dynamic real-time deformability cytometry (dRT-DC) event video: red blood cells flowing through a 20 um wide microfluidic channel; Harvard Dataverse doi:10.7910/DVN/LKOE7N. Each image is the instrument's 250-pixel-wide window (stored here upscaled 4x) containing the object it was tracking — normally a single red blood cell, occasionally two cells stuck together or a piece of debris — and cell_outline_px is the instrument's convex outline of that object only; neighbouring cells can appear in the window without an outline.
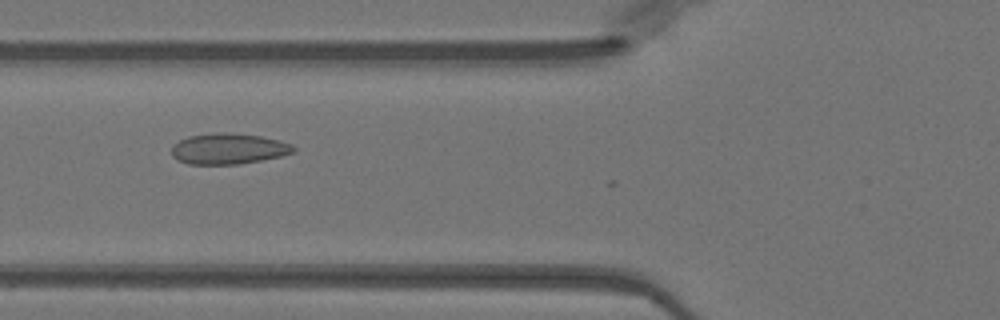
{"species": "Egyptian fruit bat (a non-hibernating species)", "species_latin": "Rousettus aegyptiacus", "temperature_condition": "warm", "stored_images_in_passage": 28, "camera_frame_rate_fps": 3000, "um_per_image_px": 0.085, "animal": {"sex": "female"}, "frame": {"image": 1, "passage_image": 5, "time_ms": 1.333, "image_size_px": [1000, 320], "cell_outline_px": [[296, 152], [280, 156], [240, 164], [188, 164], [172, 156], [172, 144], [188, 136], [220, 132], [232, 132], [260, 136], [280, 140], [292, 144], [296, 148]], "centroid_in_image_um": [19.44, 12.63], "position_along_channel_um": 106.4, "area_um2": 21.96}}
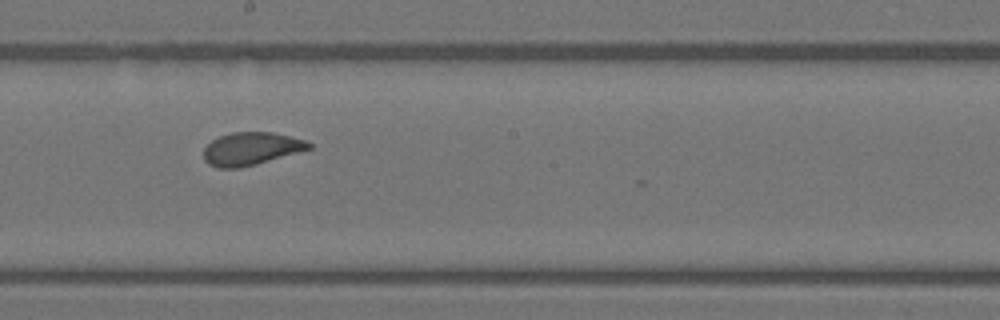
{"frame": {"image": 2, "passage_image": 14, "time_ms": 4.333, "image_size_px": [1000, 320], "cell_outline_px": [[312, 148], [256, 164], [240, 168], [216, 168], [208, 164], [204, 160], [204, 148], [212, 140], [220, 136], [232, 132], [272, 132], [304, 140], [312, 144]], "centroid_in_image_um": [21.31, 12.65], "position_along_channel_um": 226.9, "area_um2": 20.0}}
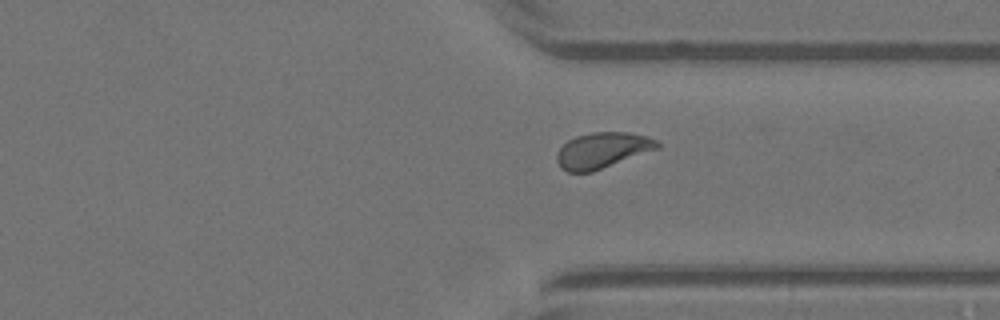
{"frame": {"image": 3, "passage_image": 24, "time_ms": 7.667, "image_size_px": [1000, 320], "cell_outline_px": [[660, 148], [592, 172], [568, 172], [560, 168], [556, 160], [556, 156], [560, 148], [568, 140], [576, 136], [592, 132], [628, 132], [648, 136], [656, 140], [660, 144]], "centroid_in_image_um": [51.21, 12.78], "position_along_channel_um": 360.2, "area_um2": 21.04}, "authors_computed_cell_mechanics": {"area_um2": 20.5479, "velocity_mm_per_s": 4.0132, "shape_relaxation_time_tau1_ms": 8.4381, "shape_relaxation_time_tau2_ms": 0.605, "deformation_change_tau1": 0.1577, "deformation_change_tau2": 0.0561}}